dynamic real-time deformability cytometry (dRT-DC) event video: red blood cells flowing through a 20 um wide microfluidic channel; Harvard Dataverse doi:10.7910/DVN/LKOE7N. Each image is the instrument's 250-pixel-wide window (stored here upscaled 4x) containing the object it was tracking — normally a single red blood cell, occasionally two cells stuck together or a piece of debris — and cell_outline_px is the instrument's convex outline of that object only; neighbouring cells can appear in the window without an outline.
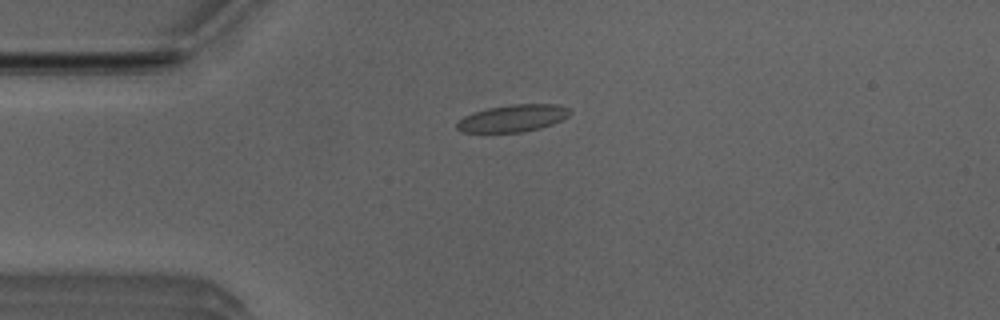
{"species": "Egyptian fruit bat (a non-hibernating species)", "species_latin": "Rousettus aegyptiacus", "temperature_condition": "room temperature", "stored_images_in_passage": 52, "camera_frame_rate_fps": 3000, "um_per_image_px": 0.085, "animal": {"sex": "male"}, "frame": {"image": 1, "passage_image": 13, "time_ms": 4.0, "image_size_px": [1000, 320], "cell_outline_px": [[572, 112], [568, 116], [552, 124], [540, 128], [520, 132], [460, 132], [456, 128], [456, 124], [464, 116], [472, 112], [488, 108], [512, 104], [556, 104], [568, 108]], "centroid_in_image_um": [43.57, 10.05], "position_along_channel_um": 41.4, "area_um2": 17.8}}
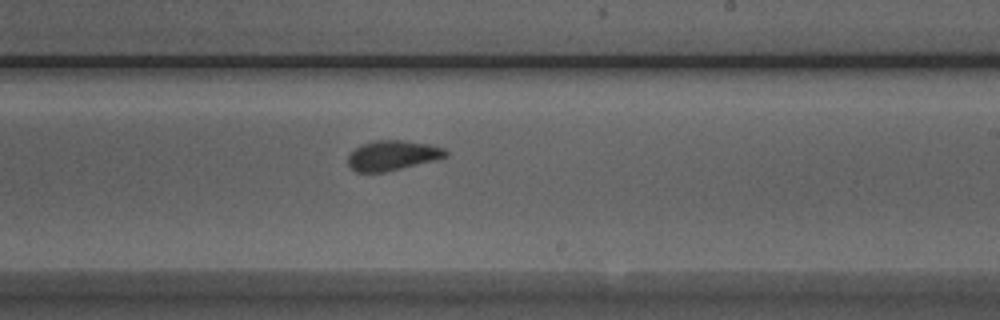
{"frame": {"image": 2, "passage_image": 31, "time_ms": 10.0, "image_size_px": [1000, 320], "cell_outline_px": [[448, 156], [436, 160], [384, 172], [356, 172], [348, 164], [348, 156], [360, 144], [372, 140], [404, 140], [428, 144], [444, 148], [448, 152]], "centroid_in_image_um": [33.37, 13.2], "position_along_channel_um": 255.6, "area_um2": 17.05}}
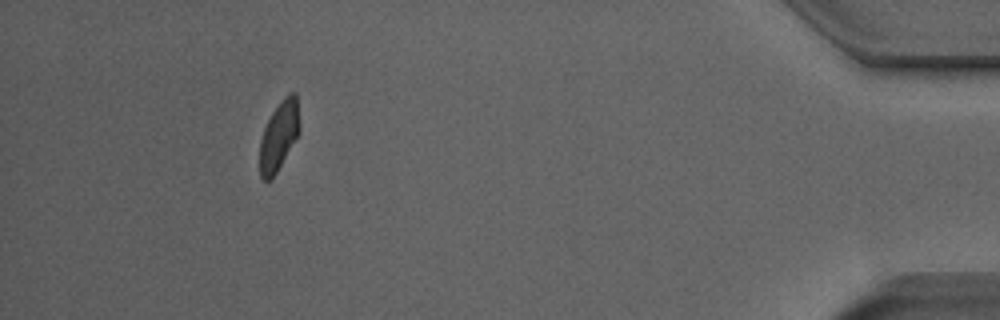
{"frame": {"image": 3, "passage_image": 48, "time_ms": 15.667, "image_size_px": [1000, 320], "cell_outline_px": [[300, 132], [276, 172], [268, 180], [264, 180], [260, 176], [260, 140], [264, 128], [272, 112], [284, 96], [292, 92], [296, 92], [300, 128]], "centroid_in_image_um": [23.72, 11.5], "position_along_channel_um": 411.5, "area_um2": 15.78}, "authors_computed_cell_mechanics": {"area_um2": 17.1955, "velocity_mm_per_s": 3.9366, "shape_relaxation_time_tau1_ms": 5.6, "shape_relaxation_time_tau2_ms": 1.2475, "deformation_change_tau1": 0.1605, "deformation_change_tau2": 0.0643}}